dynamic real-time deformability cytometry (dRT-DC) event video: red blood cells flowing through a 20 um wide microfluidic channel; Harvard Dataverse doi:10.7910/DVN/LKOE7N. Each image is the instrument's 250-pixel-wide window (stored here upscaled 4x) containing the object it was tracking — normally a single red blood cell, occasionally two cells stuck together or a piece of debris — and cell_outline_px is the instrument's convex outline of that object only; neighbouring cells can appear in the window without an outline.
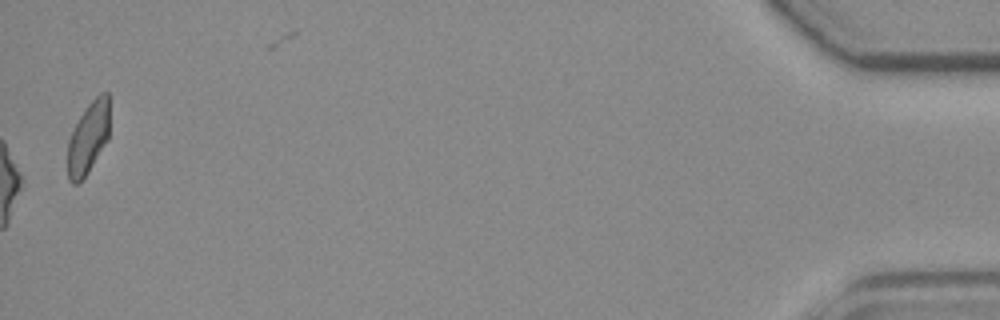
{"species": "common noctule bat (a hibernating species)", "species_latin": "Nyctalus noctula", "temperature_condition": "room temperature", "stored_images_in_passage": 44, "camera_frame_rate_fps": 3000, "um_per_image_px": 0.085, "animal": {"sex": "female", "body_mass_g": 19.3, "forearm_length_mm": 54.1}, "frame": {"image": 1, "passage_image": 44, "time_ms": 14.333, "image_size_px": [1000, 320], "cell_outline_px": [[108, 136], [84, 176], [80, 180], [72, 180], [68, 172], [68, 152], [72, 136], [80, 120], [88, 108], [92, 104], [108, 96]], "centroid_in_image_um": [7.5, 11.81], "position_along_channel_um": 427.7, "area_um2": 14.91}}